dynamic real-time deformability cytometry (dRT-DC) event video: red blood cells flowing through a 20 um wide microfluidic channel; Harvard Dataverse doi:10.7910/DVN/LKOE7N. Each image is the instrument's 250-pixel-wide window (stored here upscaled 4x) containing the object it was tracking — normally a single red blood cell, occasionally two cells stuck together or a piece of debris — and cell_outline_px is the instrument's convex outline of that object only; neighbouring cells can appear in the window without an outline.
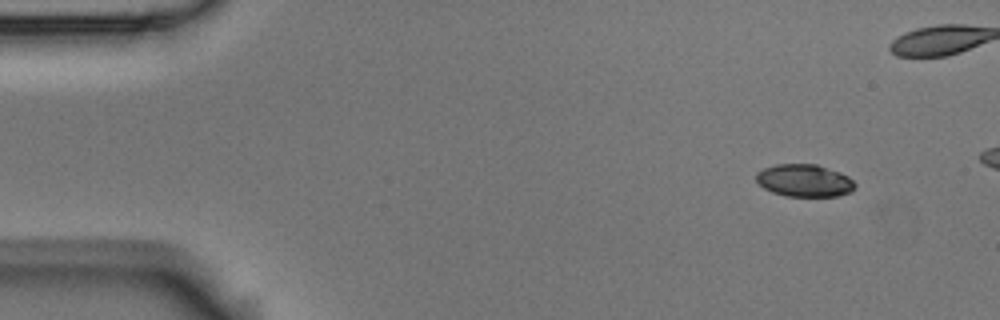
{"species": "Egyptian fruit bat (a non-hibernating species)", "species_latin": "Rousettus aegyptiacus", "temperature_condition": "room temperature", "stored_images_in_passage": 5, "camera_frame_rate_fps": 3000, "um_per_image_px": 0.085, "animal": {"sex": "male"}, "frame": {"image": 1, "passage_image": 1, "time_ms": 0.0, "image_size_px": [1000, 320], "cell_outline_px": [[856, 188], [852, 192], [840, 196], [788, 196], [772, 192], [764, 188], [756, 180], [756, 172], [764, 168], [776, 164], [816, 164], [840, 172], [848, 176], [856, 184]], "centroid_in_image_um": [68.4, 15.35], "position_along_channel_um": 16.6, "area_um2": 18.79}}